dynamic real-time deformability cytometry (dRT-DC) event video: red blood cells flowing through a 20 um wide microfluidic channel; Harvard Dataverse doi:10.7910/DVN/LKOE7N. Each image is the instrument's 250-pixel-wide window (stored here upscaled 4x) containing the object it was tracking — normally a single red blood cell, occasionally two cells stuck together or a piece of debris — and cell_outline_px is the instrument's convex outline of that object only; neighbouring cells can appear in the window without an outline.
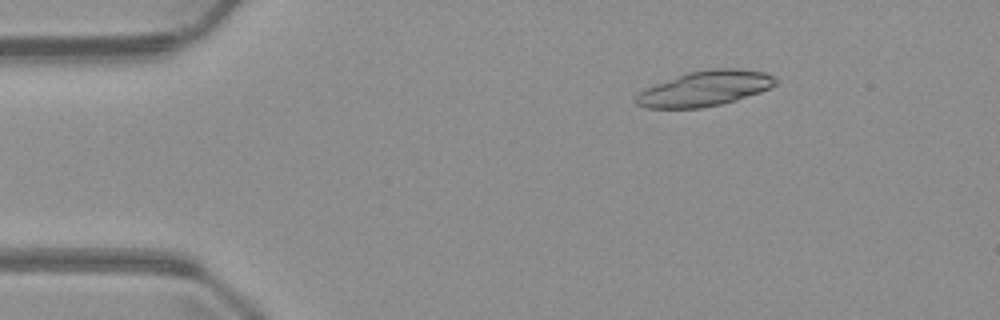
{"species": "common noctule bat (a hibernating species)", "species_latin": "Nyctalus noctula", "temperature_condition": "warm", "stored_images_in_passage": 4, "camera_frame_rate_fps": 3000, "um_per_image_px": 0.085, "animal": {"sex": "male", "body_mass_g": 23.1, "forearm_length_mm": 52.7}, "frame": {"image": 1, "passage_image": 3, "time_ms": 2.333, "image_size_px": [1000, 320], "cell_outline_px": [[776, 84], [760, 92], [736, 100], [720, 104], [700, 108], [644, 108], [636, 104], [636, 96], [640, 92], [656, 84], [688, 72], [712, 68], [736, 68], [764, 72], [772, 76], [776, 80]], "centroid_in_image_um": [59.92, 7.52], "position_along_channel_um": 25.1, "area_um2": 28.21}}